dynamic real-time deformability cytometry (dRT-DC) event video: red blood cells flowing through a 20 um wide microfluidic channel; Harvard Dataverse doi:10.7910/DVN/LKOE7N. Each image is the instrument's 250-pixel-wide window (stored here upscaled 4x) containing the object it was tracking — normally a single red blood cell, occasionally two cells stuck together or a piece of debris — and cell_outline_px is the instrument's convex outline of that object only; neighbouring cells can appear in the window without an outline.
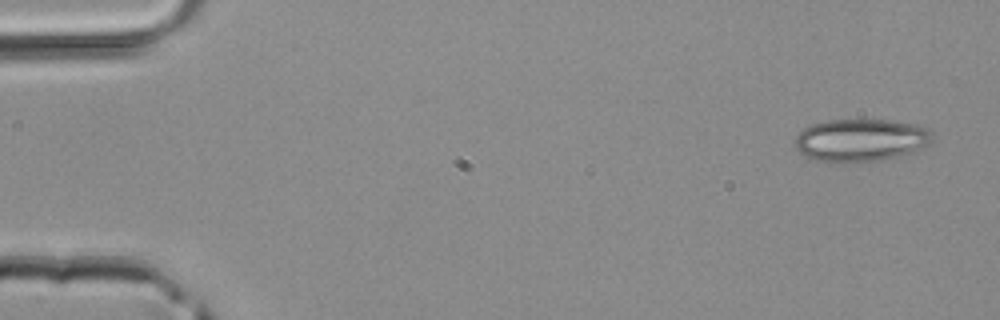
{"species": "common noctule bat (a hibernating species)", "species_latin": "Nyctalus noctula", "temperature_condition": "room temperature", "stored_images_in_passage": 44, "camera_frame_rate_fps": 3000, "um_per_image_px": 0.085, "animal": {"sex": "male", "body_mass_g": 20.4}, "frame": {"image": 1, "passage_image": 1, "time_ms": 0.0, "image_size_px": [1000, 320], "cell_outline_px": [[936, 136], [928, 144], [916, 152], [884, 160], [816, 160], [800, 152], [796, 148], [796, 136], [804, 128], [812, 124], [828, 120], [888, 120], [920, 124], [932, 128]], "centroid_in_image_um": [73.31, 11.87], "position_along_channel_um": 11.7, "area_um2": 33.99}}
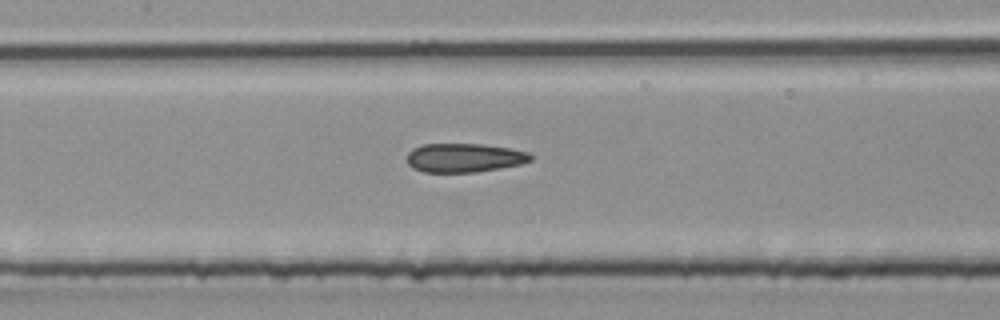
{"frame": {"image": 2, "passage_image": 20, "time_ms": 6.333, "image_size_px": [1000, 320], "cell_outline_px": [[532, 160], [520, 164], [476, 172], [424, 172], [412, 168], [408, 164], [408, 152], [412, 148], [424, 144], [480, 144], [508, 148], [528, 152], [532, 156]], "centroid_in_image_um": [39.43, 13.41], "position_along_channel_um": 168.0, "area_um2": 20.69}}
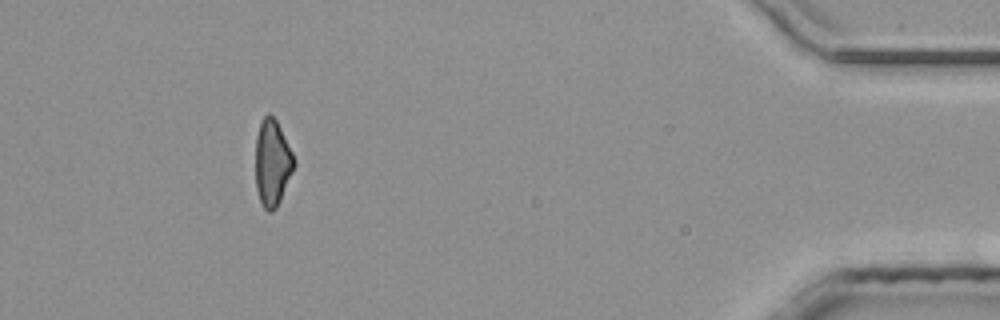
{"frame": {"image": 3, "passage_image": 40, "time_ms": 13.0, "image_size_px": [1000, 320], "cell_outline_px": [[296, 164], [280, 200], [276, 208], [272, 212], [268, 212], [264, 208], [260, 200], [256, 188], [256, 136], [260, 124], [264, 116], [268, 112], [276, 120], [296, 160]], "centroid_in_image_um": [23.15, 13.85], "position_along_channel_um": 412.1, "area_um2": 19.25}}